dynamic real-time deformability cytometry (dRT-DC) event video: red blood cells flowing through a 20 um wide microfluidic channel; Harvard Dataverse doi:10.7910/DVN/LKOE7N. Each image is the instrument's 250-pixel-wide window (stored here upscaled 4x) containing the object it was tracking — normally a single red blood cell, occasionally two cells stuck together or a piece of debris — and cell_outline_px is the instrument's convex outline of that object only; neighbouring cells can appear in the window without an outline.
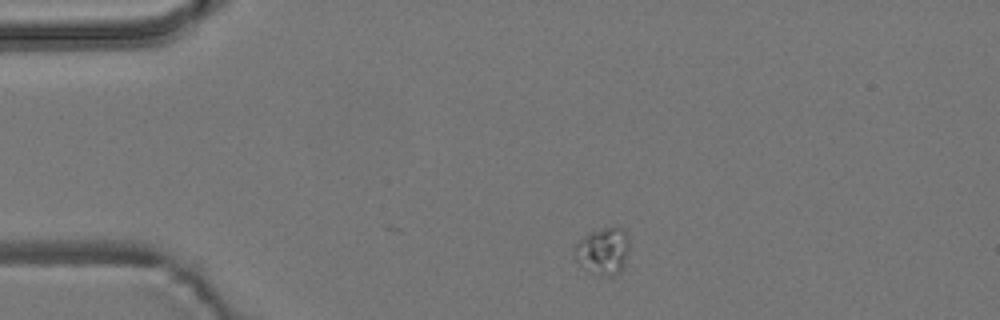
{"species": "common noctule bat (a hibernating species)", "species_latin": "Nyctalus noctula", "temperature_condition": "room temperature", "stored_images_in_passage": 9, "camera_frame_rate_fps": 3000, "um_per_image_px": 0.085, "animal": {"sex": "male", "body_mass_g": 19.2, "forearm_length_mm": 51.8}, "frame": {"image": 1, "passage_image": 1, "time_ms": 0.0, "image_size_px": [1000, 320], "cell_outline_px": [[628, 252], [624, 268], [616, 276], [600, 276], [580, 268], [572, 252], [572, 248], [588, 232], [612, 224], [624, 228], [628, 232]], "centroid_in_image_um": [51.25, 21.32], "position_along_channel_um": 33.7, "area_um2": 15.95}}